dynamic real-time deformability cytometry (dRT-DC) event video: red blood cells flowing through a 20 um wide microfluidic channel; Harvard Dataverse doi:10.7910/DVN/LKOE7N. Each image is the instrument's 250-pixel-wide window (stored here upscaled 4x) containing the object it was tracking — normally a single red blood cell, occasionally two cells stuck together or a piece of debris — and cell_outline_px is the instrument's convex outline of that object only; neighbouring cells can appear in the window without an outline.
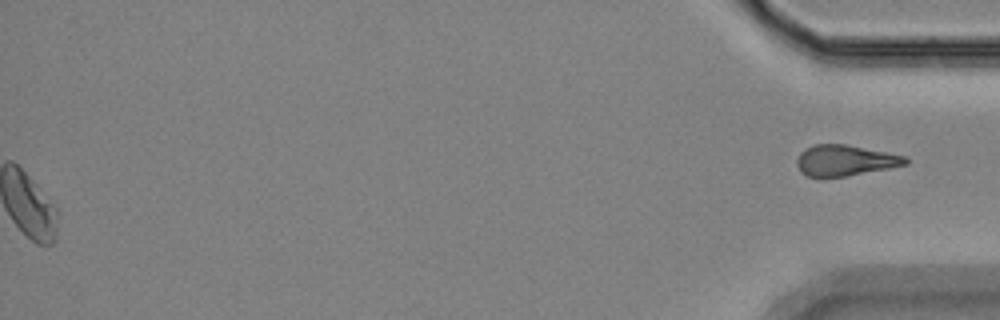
{"species": "Egyptian fruit bat (a non-hibernating species)", "species_latin": "Rousettus aegyptiacus", "temperature_condition": "room temperature", "stored_images_in_passage": 47, "segment_of_instrument_passage": [2, 2], "camera_frame_rate_fps": 3000, "um_per_image_px": 0.085, "animal": {"sex": "female"}, "frame": {"image": 1, "passage_image": 47, "time_ms": 15.333, "image_size_px": [1000, 320], "cell_outline_px": [[908, 164], [888, 168], [844, 176], [808, 176], [800, 172], [796, 164], [796, 160], [800, 152], [804, 148], [816, 144], [844, 144], [908, 156]], "centroid_in_image_um": [71.82, 13.62], "position_along_channel_um": 363.4, "area_um2": 19.36}}